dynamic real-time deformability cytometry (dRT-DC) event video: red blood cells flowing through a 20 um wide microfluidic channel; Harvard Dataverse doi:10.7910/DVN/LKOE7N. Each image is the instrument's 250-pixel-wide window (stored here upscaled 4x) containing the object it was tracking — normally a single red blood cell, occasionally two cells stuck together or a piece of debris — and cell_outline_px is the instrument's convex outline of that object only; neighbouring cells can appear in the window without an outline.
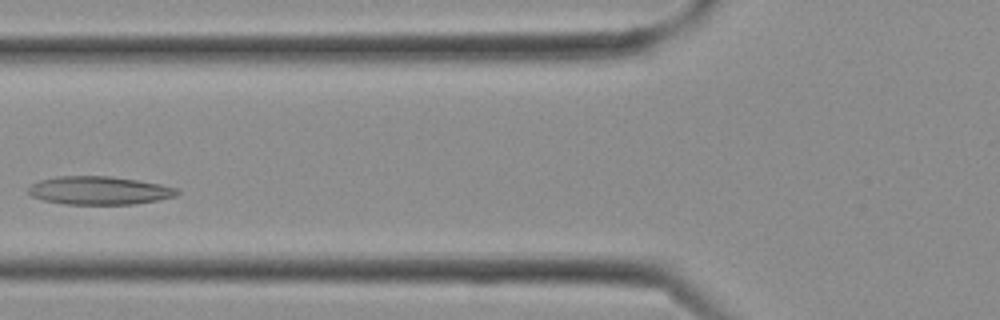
{"species": "Egyptian fruit bat (a non-hibernating species)", "species_latin": "Rousettus aegyptiacus", "temperature_condition": "cold", "stored_images_in_passage": 8, "camera_frame_rate_fps": 3000, "um_per_image_px": 0.085, "frame": {"image": 1, "passage_image": 7, "time_ms": 2.0, "image_size_px": [1000, 320], "cell_outline_px": [[180, 192], [176, 196], [160, 200], [132, 204], [64, 204], [40, 200], [32, 196], [28, 192], [28, 188], [32, 184], [40, 180], [56, 176], [108, 176], [136, 180], [160, 184], [176, 188]], "centroid_in_image_um": [8.41, 16.19], "position_along_channel_um": 117.4, "area_um2": 24.51}}